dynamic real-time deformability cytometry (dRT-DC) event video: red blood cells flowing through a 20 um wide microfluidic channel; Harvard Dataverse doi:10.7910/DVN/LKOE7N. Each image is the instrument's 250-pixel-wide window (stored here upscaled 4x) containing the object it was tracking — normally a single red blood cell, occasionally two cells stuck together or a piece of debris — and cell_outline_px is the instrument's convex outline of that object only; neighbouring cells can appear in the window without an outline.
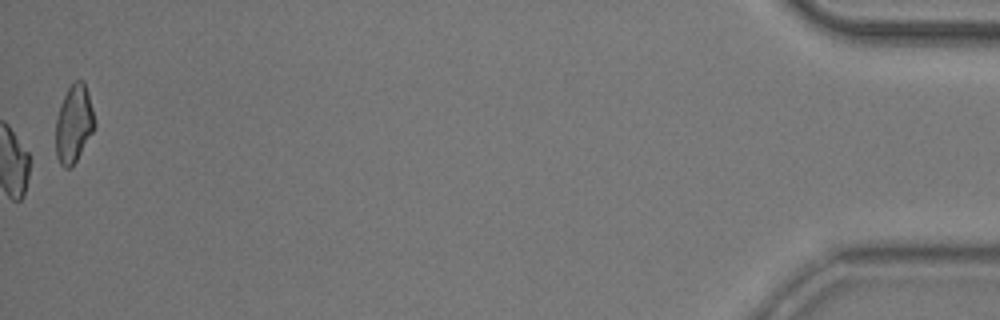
{"species": "common noctule bat (a hibernating species)", "species_latin": "Nyctalus noctula", "temperature_condition": "room temperature", "stored_images_in_passage": 40, "camera_frame_rate_fps": 3000, "um_per_image_px": 0.085, "animal": {"sex": "male", "body_mass_g": 20.5, "forearm_length_mm": 52.5}, "frame": {"image": 1, "passage_image": 40, "time_ms": 13.0, "image_size_px": [1000, 320], "cell_outline_px": [[96, 128], [72, 168], [64, 168], [60, 164], [56, 156], [56, 116], [60, 104], [68, 88], [76, 80], [84, 80], [88, 92], [96, 124]], "centroid_in_image_um": [6.28, 10.55], "position_along_channel_um": 428.9, "area_um2": 17.86}, "authors_computed_cell_mechanics": {"area_um2": 17.1955, "velocity_mm_per_s": 3.9527, "shape_relaxation_time_tau1_ms": 6.4258, "shape_relaxation_time_tau2_ms": null, "deformation_change_tau1": 0.1488, "deformation_change_tau2": null}}